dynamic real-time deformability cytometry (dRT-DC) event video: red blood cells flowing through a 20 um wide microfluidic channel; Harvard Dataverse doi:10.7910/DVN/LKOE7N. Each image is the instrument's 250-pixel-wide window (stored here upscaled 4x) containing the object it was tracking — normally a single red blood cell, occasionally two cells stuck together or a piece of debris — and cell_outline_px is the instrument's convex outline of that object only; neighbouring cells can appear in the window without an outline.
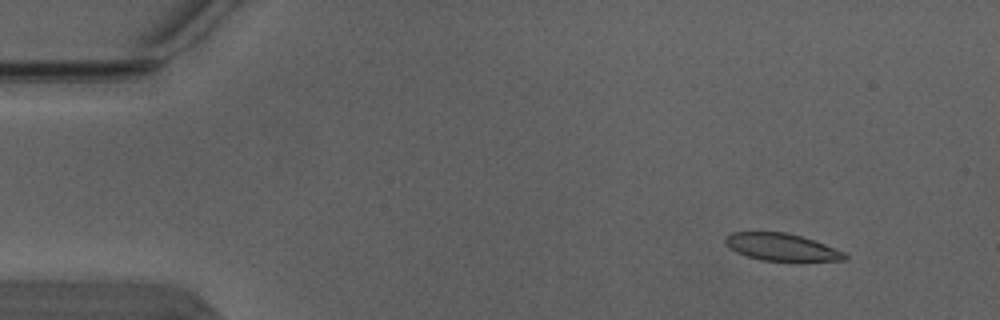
{"species": "Egyptian fruit bat (a non-hibernating species)", "species_latin": "Rousettus aegyptiacus", "temperature_condition": "warm", "stored_images_in_passage": 6, "camera_frame_rate_fps": 3000, "um_per_image_px": 0.085, "animal": {"sex": "male"}, "frame": {"image": 1, "passage_image": 2, "time_ms": 0.333, "image_size_px": [1000, 320], "cell_outline_px": [[848, 260], [760, 260], [736, 252], [724, 240], [732, 232], [788, 232], [848, 252]], "centroid_in_image_um": [66.49, 20.99], "position_along_channel_um": 18.5, "area_um2": 18.61}}
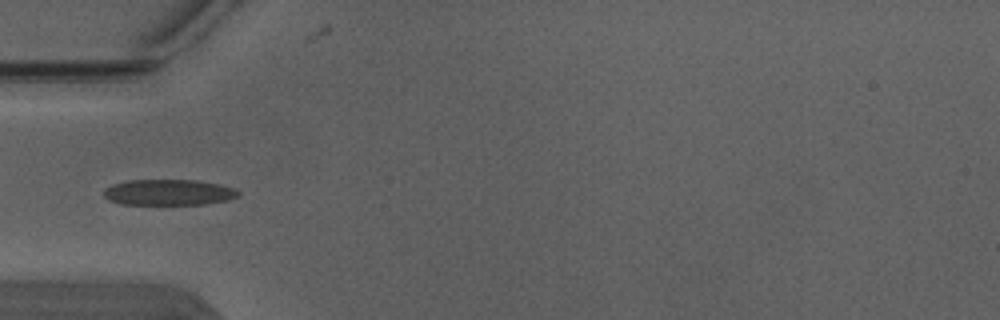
{"frame": {"image": 2, "passage_image": 5, "time_ms": 1.333, "image_size_px": [1000, 320], "cell_outline_px": [[240, 196], [228, 200], [208, 204], [120, 204], [108, 200], [104, 196], [104, 188], [112, 184], [128, 180], [196, 180], [220, 184], [232, 188], [240, 192]], "centroid_in_image_um": [14.33, 16.35], "position_along_channel_um": 70.7, "area_um2": 20.4}}
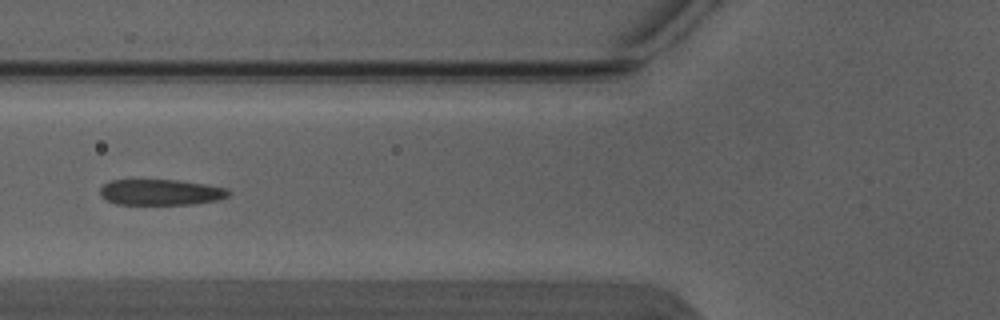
{"frame": {"image": 3, "passage_image": 6, "time_ms": 1.667, "image_size_px": [1000, 320], "cell_outline_px": [[232, 192], [228, 196], [216, 200], [192, 204], [116, 204], [100, 196], [100, 188], [104, 184], [112, 180], [176, 180], [204, 184], [228, 188]], "centroid_in_image_um": [13.67, 16.34], "position_along_channel_um": 112.1, "area_um2": 19.25}}